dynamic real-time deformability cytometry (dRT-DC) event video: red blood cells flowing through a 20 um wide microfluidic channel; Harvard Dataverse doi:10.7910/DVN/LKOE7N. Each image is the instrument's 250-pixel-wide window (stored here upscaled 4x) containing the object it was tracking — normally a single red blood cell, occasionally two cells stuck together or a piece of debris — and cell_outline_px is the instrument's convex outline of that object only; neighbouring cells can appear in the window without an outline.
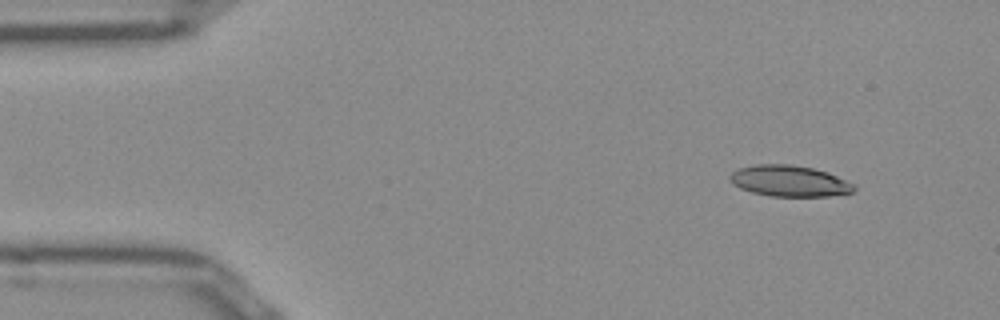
{"species": "Egyptian fruit bat (a non-hibernating species)", "species_latin": "Rousettus aegyptiacus", "temperature_condition": "room temperature", "stored_images_in_passage": 35, "camera_frame_rate_fps": 3000, "um_per_image_px": 0.085, "frame": {"image": 1, "passage_image": 1, "time_ms": 0.0, "image_size_px": [1000, 320], "cell_outline_px": [[856, 188], [852, 192], [828, 196], [768, 196], [752, 192], [740, 188], [732, 184], [728, 180], [728, 176], [732, 172], [740, 168], [756, 164], [788, 164], [812, 168], [828, 172], [856, 184]], "centroid_in_image_um": [67.09, 15.38], "position_along_channel_um": 17.9, "area_um2": 22.6}}
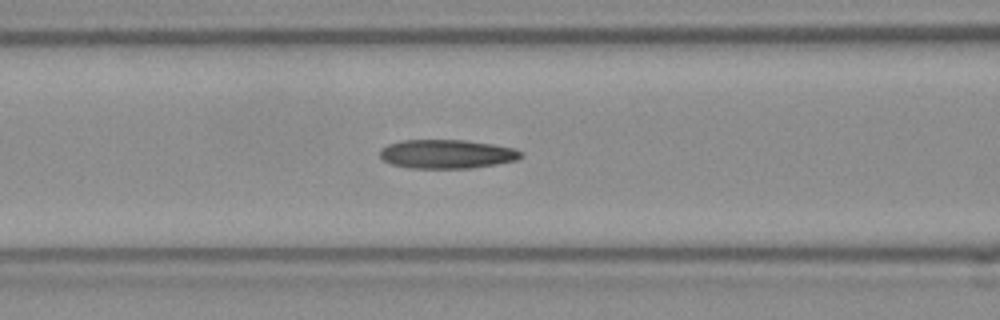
{"frame": {"image": 2, "passage_image": 16, "time_ms": 5.0, "image_size_px": [1000, 320], "cell_outline_px": [[524, 156], [516, 160], [496, 164], [472, 168], [408, 168], [392, 164], [384, 160], [380, 156], [380, 148], [388, 144], [404, 140], [464, 140], [492, 144], [512, 148], [520, 152]], "centroid_in_image_um": [37.95, 13.09], "position_along_channel_um": 128.6, "area_um2": 23.64}}
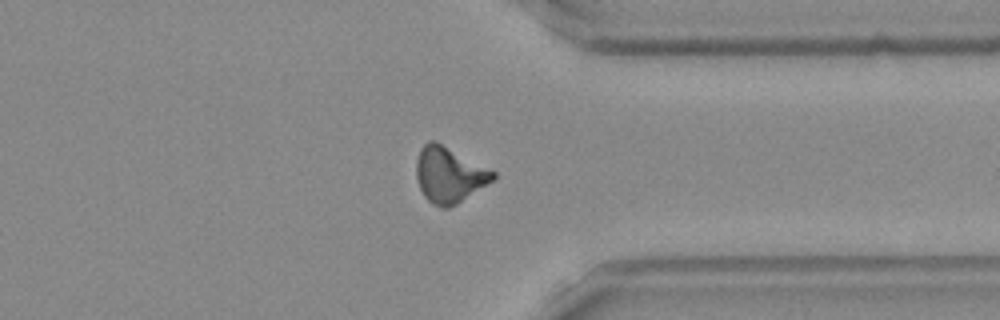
{"frame": {"image": 3, "passage_image": 35, "time_ms": 11.333, "image_size_px": [1000, 320], "cell_outline_px": [[496, 176], [492, 180], [456, 204], [448, 208], [440, 208], [432, 204], [424, 196], [420, 188], [416, 176], [416, 160], [420, 148], [428, 140], [436, 140], [496, 172]], "centroid_in_image_um": [38.14, 14.83], "position_along_channel_um": 373.3, "area_um2": 24.8}, "authors_computed_cell_mechanics": {"area_um2": 23.5824, "velocity_mm_per_s": 3.9367, "shape_relaxation_time_tau1_ms": null, "shape_relaxation_time_tau2_ms": 3.7032, "deformation_change_tau1": null, "deformation_change_tau2": 0.1196}}